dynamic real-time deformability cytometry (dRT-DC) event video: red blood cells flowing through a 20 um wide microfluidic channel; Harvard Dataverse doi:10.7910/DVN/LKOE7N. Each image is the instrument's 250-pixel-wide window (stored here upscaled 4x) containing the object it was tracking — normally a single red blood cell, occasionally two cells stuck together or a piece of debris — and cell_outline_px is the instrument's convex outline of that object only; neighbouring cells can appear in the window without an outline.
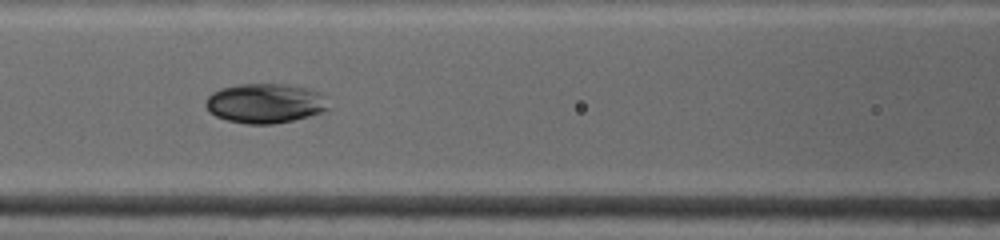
{"species": "common noctule bat (a hibernating species)", "species_latin": "Nyctalus noctula", "temperature_condition": "warm", "stored_images_in_passage": 5, "camera_frame_rate_fps": 4500, "um_per_image_px": 0.085, "animal": {"sex": "female", "body_mass_g": 19.0, "forearm_length_mm": 53.3}, "frame": {"image": 1, "passage_image": 4, "time_ms": 2.667, "image_size_px": [1000, 240], "cell_outline_px": [[328, 108], [324, 112], [276, 124], [244, 124], [228, 120], [216, 116], [208, 112], [204, 104], [208, 96], [212, 92], [220, 88], [240, 84], [288, 84], [308, 88], [328, 96]], "centroid_in_image_um": [22.55, 8.78], "position_along_channel_um": 144.1, "area_um2": 28.73}}
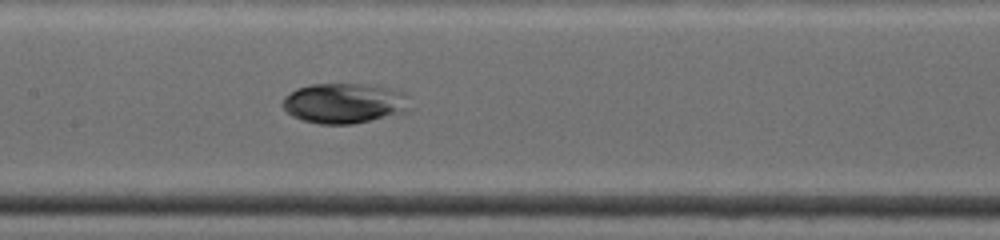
{"frame": {"image": 2, "passage_image": 5, "time_ms": 3.556, "image_size_px": [1000, 240], "cell_outline_px": [[412, 108], [404, 112], [352, 124], [320, 124], [304, 120], [292, 116], [280, 104], [284, 96], [296, 88], [312, 84], [376, 84], [404, 92]], "centroid_in_image_um": [29.26, 8.76], "position_along_channel_um": 178.1, "area_um2": 30.0}}